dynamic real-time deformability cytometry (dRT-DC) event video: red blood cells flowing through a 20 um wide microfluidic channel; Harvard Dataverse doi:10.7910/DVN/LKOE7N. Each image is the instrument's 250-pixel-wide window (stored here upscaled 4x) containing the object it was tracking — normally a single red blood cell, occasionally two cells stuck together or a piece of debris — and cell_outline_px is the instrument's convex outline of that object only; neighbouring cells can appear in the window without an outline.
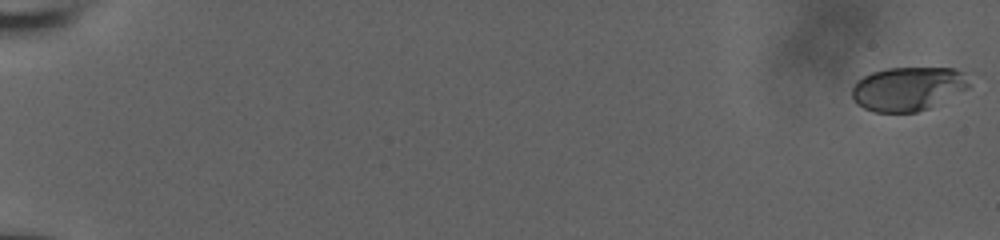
{"species": "human", "species_latin": "Homo sapiens", "temperature_condition": "room temperature", "stored_images_in_passage": 22, "camera_frame_rate_fps": 3000, "um_per_image_px": 0.085, "donor": {"sex": "male"}, "frame": {"image": 1, "passage_image": 1, "time_ms": 0.0, "image_size_px": [1000, 240], "cell_outline_px": [[968, 88], [928, 108], [916, 112], [872, 112], [856, 104], [852, 96], [852, 88], [856, 80], [872, 72], [888, 68], [956, 68], [964, 72], [968, 84]], "centroid_in_image_um": [77.13, 7.54], "position_along_channel_um": 7.9, "area_um2": 29.82}}
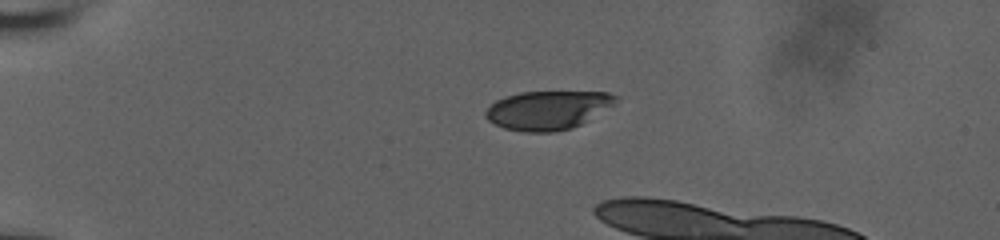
{"frame": {"image": 2, "passage_image": 15, "time_ms": 4.667, "image_size_px": [1000, 240], "cell_outline_px": [[620, 96], [612, 104], [580, 124], [572, 128], [556, 132], [524, 132], [504, 128], [488, 120], [484, 116], [484, 112], [496, 100], [520, 92], [608, 92]], "centroid_in_image_um": [46.52, 9.36], "position_along_channel_um": 38.5, "area_um2": 29.02}}